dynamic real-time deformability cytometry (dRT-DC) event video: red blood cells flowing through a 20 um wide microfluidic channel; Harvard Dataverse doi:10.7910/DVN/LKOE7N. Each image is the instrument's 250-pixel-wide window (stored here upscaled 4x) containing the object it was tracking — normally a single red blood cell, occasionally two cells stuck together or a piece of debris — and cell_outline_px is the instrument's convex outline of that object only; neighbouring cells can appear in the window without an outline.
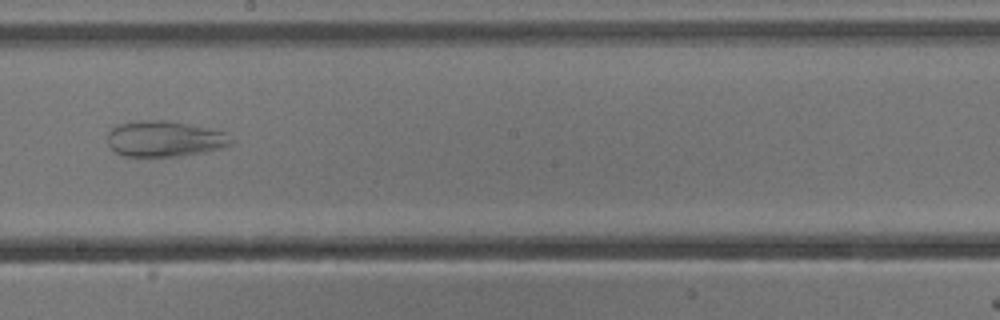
{"species": "common noctule bat (a hibernating species)", "species_latin": "Nyctalus noctula", "temperature_condition": "cold", "stored_images_in_passage": 5, "camera_frame_rate_fps": 3000, "um_per_image_px": 0.085, "animal": {"sex": "male", "body_mass_g": 13.3}, "frame": {"image": 1, "passage_image": 5, "time_ms": 1.333, "image_size_px": [1000, 320], "cell_outline_px": [[232, 144], [224, 148], [204, 152], [180, 156], [124, 156], [116, 152], [108, 144], [108, 132], [116, 124], [140, 120], [164, 120], [208, 128], [228, 132], [232, 140]], "centroid_in_image_um": [14.01, 11.8], "position_along_channel_um": 234.2, "area_um2": 25.89}}